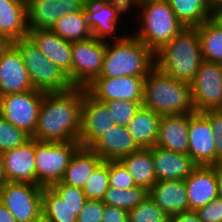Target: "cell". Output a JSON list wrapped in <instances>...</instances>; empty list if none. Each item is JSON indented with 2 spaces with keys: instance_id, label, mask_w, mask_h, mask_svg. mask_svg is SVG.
I'll use <instances>...</instances> for the list:
<instances>
[{
  "instance_id": "cell-22",
  "label": "cell",
  "mask_w": 222,
  "mask_h": 222,
  "mask_svg": "<svg viewBox=\"0 0 222 222\" xmlns=\"http://www.w3.org/2000/svg\"><path fill=\"white\" fill-rule=\"evenodd\" d=\"M188 130L189 113L162 115L155 146L187 154Z\"/></svg>"
},
{
  "instance_id": "cell-28",
  "label": "cell",
  "mask_w": 222,
  "mask_h": 222,
  "mask_svg": "<svg viewBox=\"0 0 222 222\" xmlns=\"http://www.w3.org/2000/svg\"><path fill=\"white\" fill-rule=\"evenodd\" d=\"M133 177L136 186L149 190L156 182L153 148H140L119 160Z\"/></svg>"
},
{
  "instance_id": "cell-1",
  "label": "cell",
  "mask_w": 222,
  "mask_h": 222,
  "mask_svg": "<svg viewBox=\"0 0 222 222\" xmlns=\"http://www.w3.org/2000/svg\"><path fill=\"white\" fill-rule=\"evenodd\" d=\"M84 88L72 87L65 92H45L38 113L37 141H78Z\"/></svg>"
},
{
  "instance_id": "cell-7",
  "label": "cell",
  "mask_w": 222,
  "mask_h": 222,
  "mask_svg": "<svg viewBox=\"0 0 222 222\" xmlns=\"http://www.w3.org/2000/svg\"><path fill=\"white\" fill-rule=\"evenodd\" d=\"M78 141L48 142L35 139L36 185L51 187L61 181Z\"/></svg>"
},
{
  "instance_id": "cell-35",
  "label": "cell",
  "mask_w": 222,
  "mask_h": 222,
  "mask_svg": "<svg viewBox=\"0 0 222 222\" xmlns=\"http://www.w3.org/2000/svg\"><path fill=\"white\" fill-rule=\"evenodd\" d=\"M129 222H170L168 216L148 195L128 212Z\"/></svg>"
},
{
  "instance_id": "cell-41",
  "label": "cell",
  "mask_w": 222,
  "mask_h": 222,
  "mask_svg": "<svg viewBox=\"0 0 222 222\" xmlns=\"http://www.w3.org/2000/svg\"><path fill=\"white\" fill-rule=\"evenodd\" d=\"M195 212L201 222H222V199L218 197Z\"/></svg>"
},
{
  "instance_id": "cell-26",
  "label": "cell",
  "mask_w": 222,
  "mask_h": 222,
  "mask_svg": "<svg viewBox=\"0 0 222 222\" xmlns=\"http://www.w3.org/2000/svg\"><path fill=\"white\" fill-rule=\"evenodd\" d=\"M102 161L90 148L79 147L72 155L60 182L82 189L88 177Z\"/></svg>"
},
{
  "instance_id": "cell-14",
  "label": "cell",
  "mask_w": 222,
  "mask_h": 222,
  "mask_svg": "<svg viewBox=\"0 0 222 222\" xmlns=\"http://www.w3.org/2000/svg\"><path fill=\"white\" fill-rule=\"evenodd\" d=\"M215 138L208 119L201 112L189 113L187 153L198 166H216Z\"/></svg>"
},
{
  "instance_id": "cell-51",
  "label": "cell",
  "mask_w": 222,
  "mask_h": 222,
  "mask_svg": "<svg viewBox=\"0 0 222 222\" xmlns=\"http://www.w3.org/2000/svg\"><path fill=\"white\" fill-rule=\"evenodd\" d=\"M142 1H144V0H128L129 5H130V8H131L134 4H136L137 2H142Z\"/></svg>"
},
{
  "instance_id": "cell-6",
  "label": "cell",
  "mask_w": 222,
  "mask_h": 222,
  "mask_svg": "<svg viewBox=\"0 0 222 222\" xmlns=\"http://www.w3.org/2000/svg\"><path fill=\"white\" fill-rule=\"evenodd\" d=\"M12 44L22 55L34 89L44 92H65L71 85L67 75L53 64L27 36Z\"/></svg>"
},
{
  "instance_id": "cell-20",
  "label": "cell",
  "mask_w": 222,
  "mask_h": 222,
  "mask_svg": "<svg viewBox=\"0 0 222 222\" xmlns=\"http://www.w3.org/2000/svg\"><path fill=\"white\" fill-rule=\"evenodd\" d=\"M7 181L36 184L35 139L1 154Z\"/></svg>"
},
{
  "instance_id": "cell-49",
  "label": "cell",
  "mask_w": 222,
  "mask_h": 222,
  "mask_svg": "<svg viewBox=\"0 0 222 222\" xmlns=\"http://www.w3.org/2000/svg\"><path fill=\"white\" fill-rule=\"evenodd\" d=\"M218 197L222 199V163L217 165Z\"/></svg>"
},
{
  "instance_id": "cell-31",
  "label": "cell",
  "mask_w": 222,
  "mask_h": 222,
  "mask_svg": "<svg viewBox=\"0 0 222 222\" xmlns=\"http://www.w3.org/2000/svg\"><path fill=\"white\" fill-rule=\"evenodd\" d=\"M51 30L71 43L93 37L85 9L59 18Z\"/></svg>"
},
{
  "instance_id": "cell-45",
  "label": "cell",
  "mask_w": 222,
  "mask_h": 222,
  "mask_svg": "<svg viewBox=\"0 0 222 222\" xmlns=\"http://www.w3.org/2000/svg\"><path fill=\"white\" fill-rule=\"evenodd\" d=\"M0 222H17L8 209L0 201Z\"/></svg>"
},
{
  "instance_id": "cell-47",
  "label": "cell",
  "mask_w": 222,
  "mask_h": 222,
  "mask_svg": "<svg viewBox=\"0 0 222 222\" xmlns=\"http://www.w3.org/2000/svg\"><path fill=\"white\" fill-rule=\"evenodd\" d=\"M209 9L216 15L220 10H222V0H206Z\"/></svg>"
},
{
  "instance_id": "cell-11",
  "label": "cell",
  "mask_w": 222,
  "mask_h": 222,
  "mask_svg": "<svg viewBox=\"0 0 222 222\" xmlns=\"http://www.w3.org/2000/svg\"><path fill=\"white\" fill-rule=\"evenodd\" d=\"M106 41L91 37L72 43V86L86 88L99 77Z\"/></svg>"
},
{
  "instance_id": "cell-3",
  "label": "cell",
  "mask_w": 222,
  "mask_h": 222,
  "mask_svg": "<svg viewBox=\"0 0 222 222\" xmlns=\"http://www.w3.org/2000/svg\"><path fill=\"white\" fill-rule=\"evenodd\" d=\"M154 67V53L130 33L121 40L106 42L99 77H146Z\"/></svg>"
},
{
  "instance_id": "cell-30",
  "label": "cell",
  "mask_w": 222,
  "mask_h": 222,
  "mask_svg": "<svg viewBox=\"0 0 222 222\" xmlns=\"http://www.w3.org/2000/svg\"><path fill=\"white\" fill-rule=\"evenodd\" d=\"M167 2L185 28H196L215 16L206 0H167Z\"/></svg>"
},
{
  "instance_id": "cell-5",
  "label": "cell",
  "mask_w": 222,
  "mask_h": 222,
  "mask_svg": "<svg viewBox=\"0 0 222 222\" xmlns=\"http://www.w3.org/2000/svg\"><path fill=\"white\" fill-rule=\"evenodd\" d=\"M134 7L137 8L135 10L138 14L136 19H140V21L138 28H134L137 31L135 30L133 35L153 53L170 42L185 28L167 0H144L134 4L131 9Z\"/></svg>"
},
{
  "instance_id": "cell-38",
  "label": "cell",
  "mask_w": 222,
  "mask_h": 222,
  "mask_svg": "<svg viewBox=\"0 0 222 222\" xmlns=\"http://www.w3.org/2000/svg\"><path fill=\"white\" fill-rule=\"evenodd\" d=\"M51 187L74 210V214L78 216L87 200L83 190L79 187L70 186L61 182H58Z\"/></svg>"
},
{
  "instance_id": "cell-27",
  "label": "cell",
  "mask_w": 222,
  "mask_h": 222,
  "mask_svg": "<svg viewBox=\"0 0 222 222\" xmlns=\"http://www.w3.org/2000/svg\"><path fill=\"white\" fill-rule=\"evenodd\" d=\"M161 117V114L141 106L126 126L140 148L155 146Z\"/></svg>"
},
{
  "instance_id": "cell-42",
  "label": "cell",
  "mask_w": 222,
  "mask_h": 222,
  "mask_svg": "<svg viewBox=\"0 0 222 222\" xmlns=\"http://www.w3.org/2000/svg\"><path fill=\"white\" fill-rule=\"evenodd\" d=\"M102 222H129L128 211L104 204Z\"/></svg>"
},
{
  "instance_id": "cell-9",
  "label": "cell",
  "mask_w": 222,
  "mask_h": 222,
  "mask_svg": "<svg viewBox=\"0 0 222 222\" xmlns=\"http://www.w3.org/2000/svg\"><path fill=\"white\" fill-rule=\"evenodd\" d=\"M44 91L33 89L0 96V115L18 129L33 136Z\"/></svg>"
},
{
  "instance_id": "cell-44",
  "label": "cell",
  "mask_w": 222,
  "mask_h": 222,
  "mask_svg": "<svg viewBox=\"0 0 222 222\" xmlns=\"http://www.w3.org/2000/svg\"><path fill=\"white\" fill-rule=\"evenodd\" d=\"M170 222H201L194 210L172 215Z\"/></svg>"
},
{
  "instance_id": "cell-19",
  "label": "cell",
  "mask_w": 222,
  "mask_h": 222,
  "mask_svg": "<svg viewBox=\"0 0 222 222\" xmlns=\"http://www.w3.org/2000/svg\"><path fill=\"white\" fill-rule=\"evenodd\" d=\"M189 210H196L218 198L216 166H197L184 180Z\"/></svg>"
},
{
  "instance_id": "cell-46",
  "label": "cell",
  "mask_w": 222,
  "mask_h": 222,
  "mask_svg": "<svg viewBox=\"0 0 222 222\" xmlns=\"http://www.w3.org/2000/svg\"><path fill=\"white\" fill-rule=\"evenodd\" d=\"M216 165L222 163V134L215 138Z\"/></svg>"
},
{
  "instance_id": "cell-32",
  "label": "cell",
  "mask_w": 222,
  "mask_h": 222,
  "mask_svg": "<svg viewBox=\"0 0 222 222\" xmlns=\"http://www.w3.org/2000/svg\"><path fill=\"white\" fill-rule=\"evenodd\" d=\"M41 209L48 222H77L74 210L52 187H43Z\"/></svg>"
},
{
  "instance_id": "cell-17",
  "label": "cell",
  "mask_w": 222,
  "mask_h": 222,
  "mask_svg": "<svg viewBox=\"0 0 222 222\" xmlns=\"http://www.w3.org/2000/svg\"><path fill=\"white\" fill-rule=\"evenodd\" d=\"M33 89L22 55L12 44L0 56V96Z\"/></svg>"
},
{
  "instance_id": "cell-53",
  "label": "cell",
  "mask_w": 222,
  "mask_h": 222,
  "mask_svg": "<svg viewBox=\"0 0 222 222\" xmlns=\"http://www.w3.org/2000/svg\"><path fill=\"white\" fill-rule=\"evenodd\" d=\"M33 222H48V221L41 216L38 220L33 221Z\"/></svg>"
},
{
  "instance_id": "cell-50",
  "label": "cell",
  "mask_w": 222,
  "mask_h": 222,
  "mask_svg": "<svg viewBox=\"0 0 222 222\" xmlns=\"http://www.w3.org/2000/svg\"><path fill=\"white\" fill-rule=\"evenodd\" d=\"M7 182L3 159L0 156V188Z\"/></svg>"
},
{
  "instance_id": "cell-52",
  "label": "cell",
  "mask_w": 222,
  "mask_h": 222,
  "mask_svg": "<svg viewBox=\"0 0 222 222\" xmlns=\"http://www.w3.org/2000/svg\"><path fill=\"white\" fill-rule=\"evenodd\" d=\"M215 16H216V17L220 20V22L222 23V10H220Z\"/></svg>"
},
{
  "instance_id": "cell-4",
  "label": "cell",
  "mask_w": 222,
  "mask_h": 222,
  "mask_svg": "<svg viewBox=\"0 0 222 222\" xmlns=\"http://www.w3.org/2000/svg\"><path fill=\"white\" fill-rule=\"evenodd\" d=\"M142 106L161 115L194 113L191 84L154 67L144 79Z\"/></svg>"
},
{
  "instance_id": "cell-37",
  "label": "cell",
  "mask_w": 222,
  "mask_h": 222,
  "mask_svg": "<svg viewBox=\"0 0 222 222\" xmlns=\"http://www.w3.org/2000/svg\"><path fill=\"white\" fill-rule=\"evenodd\" d=\"M101 103H103L110 111V115L112 120H114L115 125L127 126L135 116L136 112L142 106L143 102L114 100Z\"/></svg>"
},
{
  "instance_id": "cell-2",
  "label": "cell",
  "mask_w": 222,
  "mask_h": 222,
  "mask_svg": "<svg viewBox=\"0 0 222 222\" xmlns=\"http://www.w3.org/2000/svg\"><path fill=\"white\" fill-rule=\"evenodd\" d=\"M155 67L162 73L191 84L203 62L197 28H184L154 53Z\"/></svg>"
},
{
  "instance_id": "cell-12",
  "label": "cell",
  "mask_w": 222,
  "mask_h": 222,
  "mask_svg": "<svg viewBox=\"0 0 222 222\" xmlns=\"http://www.w3.org/2000/svg\"><path fill=\"white\" fill-rule=\"evenodd\" d=\"M195 112L222 109V69L220 64L203 61L191 83Z\"/></svg>"
},
{
  "instance_id": "cell-18",
  "label": "cell",
  "mask_w": 222,
  "mask_h": 222,
  "mask_svg": "<svg viewBox=\"0 0 222 222\" xmlns=\"http://www.w3.org/2000/svg\"><path fill=\"white\" fill-rule=\"evenodd\" d=\"M28 37L63 73L72 85V43L60 38L51 29L29 30Z\"/></svg>"
},
{
  "instance_id": "cell-10",
  "label": "cell",
  "mask_w": 222,
  "mask_h": 222,
  "mask_svg": "<svg viewBox=\"0 0 222 222\" xmlns=\"http://www.w3.org/2000/svg\"><path fill=\"white\" fill-rule=\"evenodd\" d=\"M84 9L93 37L107 42L121 40L127 35H116V31L120 17L131 10L128 0H87Z\"/></svg>"
},
{
  "instance_id": "cell-13",
  "label": "cell",
  "mask_w": 222,
  "mask_h": 222,
  "mask_svg": "<svg viewBox=\"0 0 222 222\" xmlns=\"http://www.w3.org/2000/svg\"><path fill=\"white\" fill-rule=\"evenodd\" d=\"M144 79L137 76L97 77L86 87V91L98 102H143Z\"/></svg>"
},
{
  "instance_id": "cell-21",
  "label": "cell",
  "mask_w": 222,
  "mask_h": 222,
  "mask_svg": "<svg viewBox=\"0 0 222 222\" xmlns=\"http://www.w3.org/2000/svg\"><path fill=\"white\" fill-rule=\"evenodd\" d=\"M104 161H119L140 149L126 126L114 125L90 147Z\"/></svg>"
},
{
  "instance_id": "cell-43",
  "label": "cell",
  "mask_w": 222,
  "mask_h": 222,
  "mask_svg": "<svg viewBox=\"0 0 222 222\" xmlns=\"http://www.w3.org/2000/svg\"><path fill=\"white\" fill-rule=\"evenodd\" d=\"M209 121L214 135L222 134V109L201 112Z\"/></svg>"
},
{
  "instance_id": "cell-34",
  "label": "cell",
  "mask_w": 222,
  "mask_h": 222,
  "mask_svg": "<svg viewBox=\"0 0 222 222\" xmlns=\"http://www.w3.org/2000/svg\"><path fill=\"white\" fill-rule=\"evenodd\" d=\"M109 185V161H102L86 180L83 192L87 199L102 201Z\"/></svg>"
},
{
  "instance_id": "cell-23",
  "label": "cell",
  "mask_w": 222,
  "mask_h": 222,
  "mask_svg": "<svg viewBox=\"0 0 222 222\" xmlns=\"http://www.w3.org/2000/svg\"><path fill=\"white\" fill-rule=\"evenodd\" d=\"M157 181L185 180L198 166L190 155L153 147Z\"/></svg>"
},
{
  "instance_id": "cell-29",
  "label": "cell",
  "mask_w": 222,
  "mask_h": 222,
  "mask_svg": "<svg viewBox=\"0 0 222 222\" xmlns=\"http://www.w3.org/2000/svg\"><path fill=\"white\" fill-rule=\"evenodd\" d=\"M197 28L203 61L218 63L222 61V23L214 16Z\"/></svg>"
},
{
  "instance_id": "cell-15",
  "label": "cell",
  "mask_w": 222,
  "mask_h": 222,
  "mask_svg": "<svg viewBox=\"0 0 222 222\" xmlns=\"http://www.w3.org/2000/svg\"><path fill=\"white\" fill-rule=\"evenodd\" d=\"M29 30L52 29L68 14L82 11L87 0H26Z\"/></svg>"
},
{
  "instance_id": "cell-8",
  "label": "cell",
  "mask_w": 222,
  "mask_h": 222,
  "mask_svg": "<svg viewBox=\"0 0 222 222\" xmlns=\"http://www.w3.org/2000/svg\"><path fill=\"white\" fill-rule=\"evenodd\" d=\"M43 187L7 181L0 188V201L17 222H33L42 216Z\"/></svg>"
},
{
  "instance_id": "cell-24",
  "label": "cell",
  "mask_w": 222,
  "mask_h": 222,
  "mask_svg": "<svg viewBox=\"0 0 222 222\" xmlns=\"http://www.w3.org/2000/svg\"><path fill=\"white\" fill-rule=\"evenodd\" d=\"M148 195L168 216L189 211L184 180L157 181Z\"/></svg>"
},
{
  "instance_id": "cell-39",
  "label": "cell",
  "mask_w": 222,
  "mask_h": 222,
  "mask_svg": "<svg viewBox=\"0 0 222 222\" xmlns=\"http://www.w3.org/2000/svg\"><path fill=\"white\" fill-rule=\"evenodd\" d=\"M109 185L122 190L136 186L133 177L120 161H109Z\"/></svg>"
},
{
  "instance_id": "cell-48",
  "label": "cell",
  "mask_w": 222,
  "mask_h": 222,
  "mask_svg": "<svg viewBox=\"0 0 222 222\" xmlns=\"http://www.w3.org/2000/svg\"><path fill=\"white\" fill-rule=\"evenodd\" d=\"M11 45L12 41L9 40L4 34L0 33V56Z\"/></svg>"
},
{
  "instance_id": "cell-16",
  "label": "cell",
  "mask_w": 222,
  "mask_h": 222,
  "mask_svg": "<svg viewBox=\"0 0 222 222\" xmlns=\"http://www.w3.org/2000/svg\"><path fill=\"white\" fill-rule=\"evenodd\" d=\"M115 125L106 106L92 98L84 88L79 133L80 147L89 148L101 135Z\"/></svg>"
},
{
  "instance_id": "cell-40",
  "label": "cell",
  "mask_w": 222,
  "mask_h": 222,
  "mask_svg": "<svg viewBox=\"0 0 222 222\" xmlns=\"http://www.w3.org/2000/svg\"><path fill=\"white\" fill-rule=\"evenodd\" d=\"M103 213L104 203L102 201L87 199L77 216V222H102Z\"/></svg>"
},
{
  "instance_id": "cell-33",
  "label": "cell",
  "mask_w": 222,
  "mask_h": 222,
  "mask_svg": "<svg viewBox=\"0 0 222 222\" xmlns=\"http://www.w3.org/2000/svg\"><path fill=\"white\" fill-rule=\"evenodd\" d=\"M148 196V190L142 186L130 189H116L109 187L105 192L102 202L106 205L115 206L130 211Z\"/></svg>"
},
{
  "instance_id": "cell-36",
  "label": "cell",
  "mask_w": 222,
  "mask_h": 222,
  "mask_svg": "<svg viewBox=\"0 0 222 222\" xmlns=\"http://www.w3.org/2000/svg\"><path fill=\"white\" fill-rule=\"evenodd\" d=\"M31 136L0 115V154L25 144Z\"/></svg>"
},
{
  "instance_id": "cell-25",
  "label": "cell",
  "mask_w": 222,
  "mask_h": 222,
  "mask_svg": "<svg viewBox=\"0 0 222 222\" xmlns=\"http://www.w3.org/2000/svg\"><path fill=\"white\" fill-rule=\"evenodd\" d=\"M27 1L0 0V33L16 41L28 36Z\"/></svg>"
}]
</instances>
